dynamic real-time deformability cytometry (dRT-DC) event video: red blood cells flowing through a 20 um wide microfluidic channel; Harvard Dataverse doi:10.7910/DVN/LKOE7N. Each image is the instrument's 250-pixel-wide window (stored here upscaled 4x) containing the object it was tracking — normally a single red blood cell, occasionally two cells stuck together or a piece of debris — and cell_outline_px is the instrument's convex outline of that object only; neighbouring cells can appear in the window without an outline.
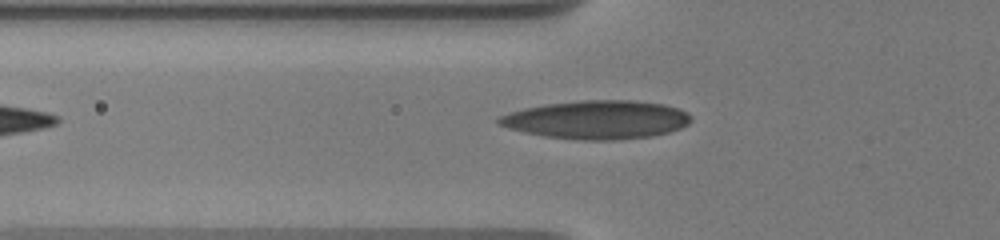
{"species": "human", "species_latin": "Homo sapiens", "temperature_condition": "warm", "stored_images_in_passage": 24, "camera_frame_rate_fps": 3000, "um_per_image_px": 0.085, "donor": {"sex": "male"}, "frame": {"image": 1, "passage_image": 2, "time_ms": 0.333, "image_size_px": [1000, 240], "cell_outline_px": [[692, 120], [688, 124], [680, 128], [668, 132], [652, 136], [612, 140], [584, 140], [544, 136], [524, 132], [508, 128], [496, 124], [496, 116], [524, 108], [544, 104], [580, 100], [632, 100], [664, 104], [680, 108], [688, 112], [692, 116]], "centroid_in_image_um": [50.72, 10.16], "position_along_channel_um": 75.1, "area_um2": 43.41}}
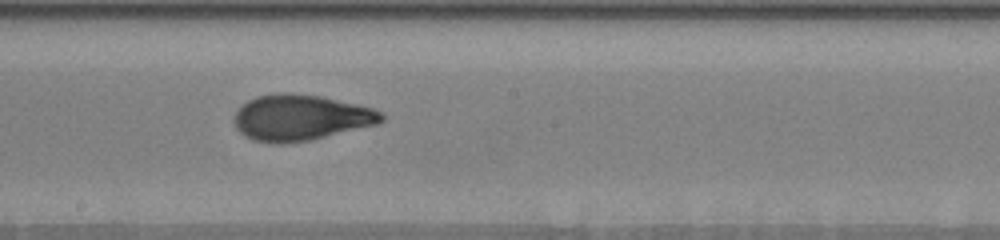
{"frame": {"image": 2, "passage_image": 11, "time_ms": 4.333, "image_size_px": [1000, 240], "cell_outline_px": [[384, 120], [376, 124], [308, 140], [284, 144], [272, 144], [252, 140], [244, 136], [236, 128], [232, 120], [236, 112], [248, 100], [256, 96], [280, 92], [288, 92], [320, 96], [356, 104], [372, 108], [384, 112]], "centroid_in_image_um": [25.51, 10.0], "position_along_channel_um": 222.7, "area_um2": 39.36}}
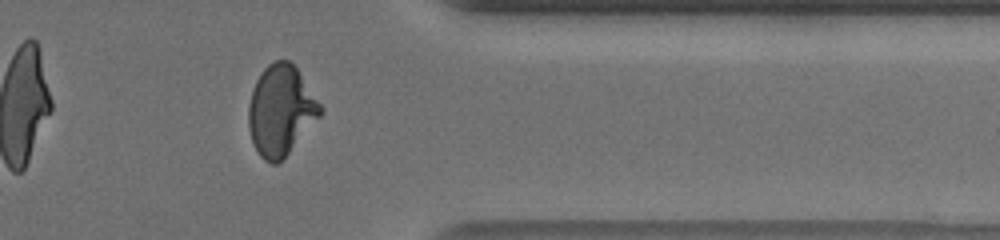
{"frame": {"image": 3, "passage_image": 21, "time_ms": 9.0, "image_size_px": [1000, 240], "cell_outline_px": [[324, 112], [288, 152], [276, 164], [272, 164], [264, 160], [260, 156], [252, 140], [248, 128], [248, 104], [256, 80], [264, 68], [272, 60], [288, 60], [296, 68], [324, 108]], "centroid_in_image_um": [23.86, 9.37], "position_along_channel_um": 387.5, "area_um2": 37.4}, "authors_computed_cell_mechanics": {"area_um2": 38.5815, "velocity_mm_per_s": 3.6888, "shape_relaxation_time_tau1_ms": 6.7468, "shape_relaxation_time_tau2_ms": 1.0542, "deformation_change_tau1": 0.2593, "deformation_change_tau2": 0.0706}}